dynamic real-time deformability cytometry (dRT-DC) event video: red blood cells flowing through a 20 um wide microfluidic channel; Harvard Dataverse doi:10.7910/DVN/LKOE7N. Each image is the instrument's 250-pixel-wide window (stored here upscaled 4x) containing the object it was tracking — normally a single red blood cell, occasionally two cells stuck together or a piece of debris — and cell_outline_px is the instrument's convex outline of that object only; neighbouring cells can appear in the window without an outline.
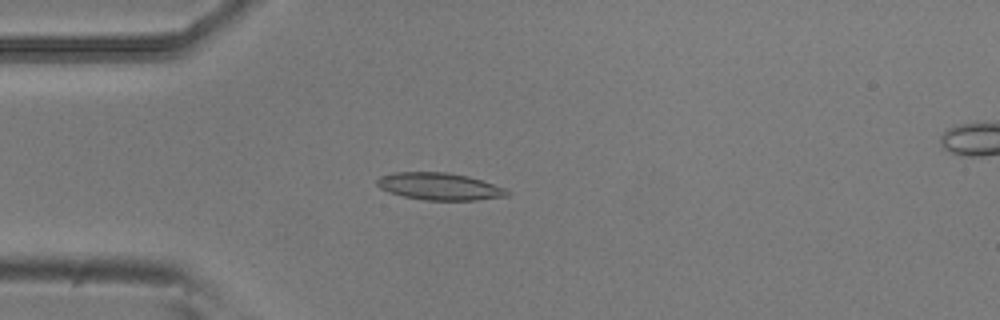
{"species": "common noctule bat (a hibernating species)", "species_latin": "Nyctalus noctula", "temperature_condition": "room temperature", "stored_images_in_passage": 53, "camera_frame_rate_fps": 3000, "um_per_image_px": 0.085, "animal": {"sex": "male", "body_mass_g": 20.5, "forearm_length_mm": 52.5}, "frame": {"image": 1, "passage_image": 14, "time_ms": 4.333, "image_size_px": [1000, 320], "cell_outline_px": [[508, 196], [476, 200], [424, 200], [404, 196], [388, 192], [380, 188], [376, 184], [376, 180], [380, 176], [396, 172], [448, 172], [468, 176], [504, 188], [508, 192]], "centroid_in_image_um": [37.31, 15.84], "position_along_channel_um": 47.7, "area_um2": 20.46}}
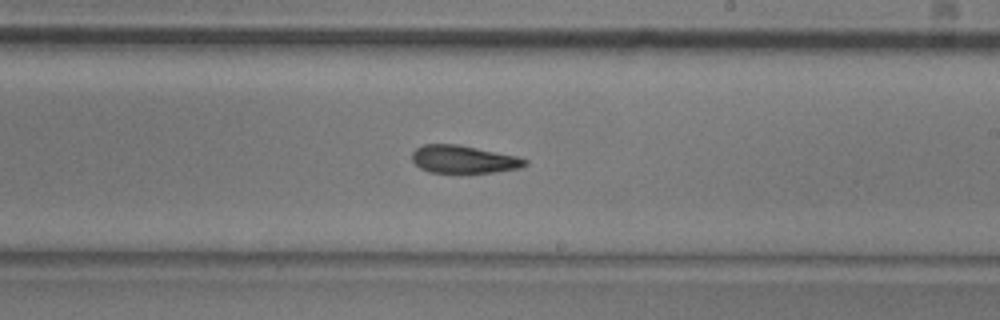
{"frame": {"image": 2, "passage_image": 31, "time_ms": 10.0, "image_size_px": [1000, 320], "cell_outline_px": [[528, 164], [520, 168], [492, 172], [428, 172], [420, 168], [412, 160], [412, 152], [416, 148], [424, 144], [460, 144], [516, 156], [528, 160]], "centroid_in_image_um": [39.4, 13.53], "position_along_channel_um": 249.6, "area_um2": 18.21}}
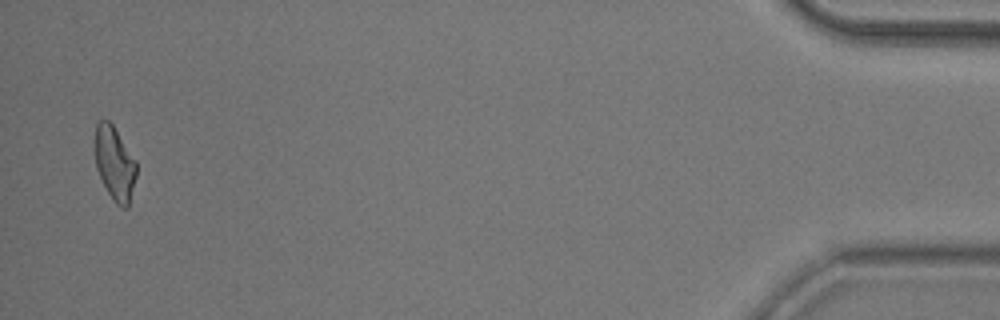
{"frame": {"image": 3, "passage_image": 52, "time_ms": 17.0, "image_size_px": [1000, 320], "cell_outline_px": [[136, 176], [128, 208], [124, 208], [116, 204], [112, 200], [96, 168], [92, 144], [92, 140], [96, 124], [100, 120], [108, 120], [112, 124], [136, 160]], "centroid_in_image_um": [9.7, 13.85], "position_along_channel_um": 425.5, "area_um2": 18.21}, "authors_computed_cell_mechanics": {"area_um2": 19.074, "velocity_mm_per_s": 3.7777, "shape_relaxation_time_tau1_ms": 7.6248, "shape_relaxation_time_tau2_ms": 4.2858, "deformation_change_tau1": 0.1732, "deformation_change_tau2": 0.1348}}